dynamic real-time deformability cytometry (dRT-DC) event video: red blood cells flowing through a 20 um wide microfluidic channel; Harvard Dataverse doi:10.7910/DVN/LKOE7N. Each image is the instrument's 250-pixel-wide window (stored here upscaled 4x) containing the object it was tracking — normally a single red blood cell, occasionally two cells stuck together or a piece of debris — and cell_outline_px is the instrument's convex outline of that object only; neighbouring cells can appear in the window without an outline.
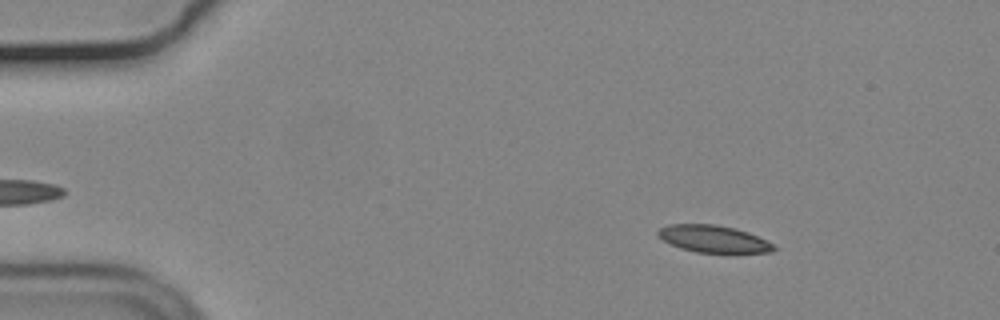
{"species": "common noctule bat (a hibernating species)", "species_latin": "Nyctalus noctula", "temperature_condition": "cold", "stored_images_in_passage": 48, "camera_frame_rate_fps": 3000, "um_per_image_px": 0.085, "animal": {"sex": "male", "body_mass_g": 19.2, "forearm_length_mm": 51.8}, "frame": {"image": 1, "passage_image": 1, "time_ms": 0.0, "image_size_px": [1000, 320], "cell_outline_px": [[776, 248], [772, 252], [696, 252], [680, 248], [656, 236], [656, 232], [660, 228], [668, 224], [716, 224], [736, 228], [748, 232], [772, 244]], "centroid_in_image_um": [60.59, 20.29], "position_along_channel_um": 24.4, "area_um2": 18.09}}
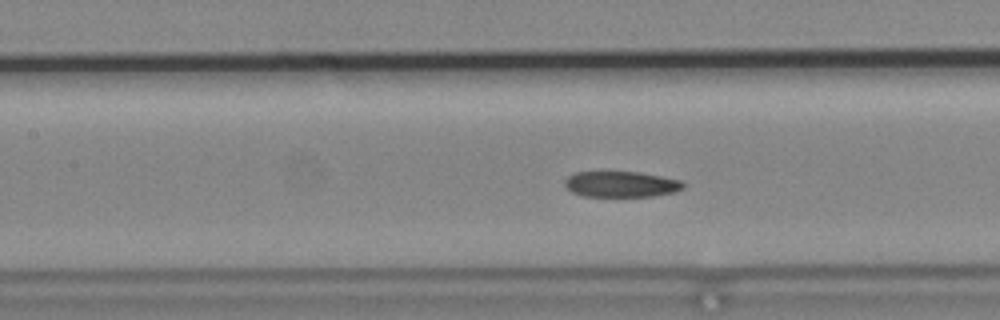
{"frame": {"image": 2, "passage_image": 18, "time_ms": 5.667, "image_size_px": [1000, 320], "cell_outline_px": [[684, 188], [672, 192], [652, 196], [584, 196], [572, 192], [564, 184], [564, 180], [568, 176], [576, 172], [640, 172], [680, 180], [684, 184]], "centroid_in_image_um": [52.77, 15.65], "position_along_channel_um": 154.6, "area_um2": 17.63}}
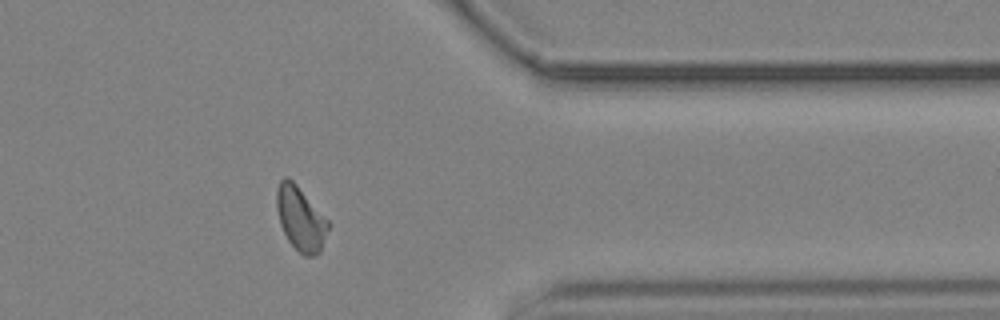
{"frame": {"image": 3, "passage_image": 38, "time_ms": 12.333, "image_size_px": [1000, 320], "cell_outline_px": [[328, 228], [320, 252], [316, 256], [304, 256], [288, 240], [280, 224], [276, 208], [276, 188], [280, 180], [284, 176], [288, 176], [296, 184], [328, 220]], "centroid_in_image_um": [25.52, 18.56], "position_along_channel_um": 385.9, "area_um2": 19.07}, "authors_computed_cell_mechanics": {"area_um2": 18.9006, "velocity_mm_per_s": 3.6879, "shape_relaxation_time_tau1_ms": 7.9166, "shape_relaxation_time_tau2_ms": 3.1032, "deformation_change_tau1": 0.1887, "deformation_change_tau2": 0.0954}}